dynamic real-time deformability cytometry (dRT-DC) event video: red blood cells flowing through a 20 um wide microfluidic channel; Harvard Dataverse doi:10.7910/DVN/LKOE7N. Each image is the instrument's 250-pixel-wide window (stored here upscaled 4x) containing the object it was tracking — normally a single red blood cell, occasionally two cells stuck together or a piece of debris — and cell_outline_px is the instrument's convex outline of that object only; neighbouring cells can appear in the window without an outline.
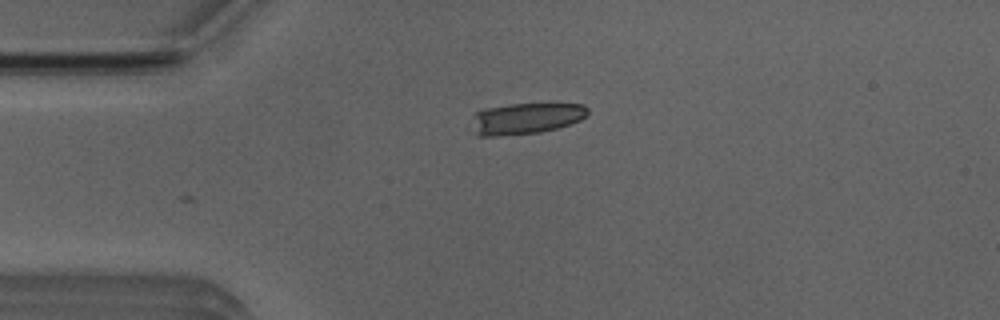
{"species": "Egyptian fruit bat (a non-hibernating species)", "species_latin": "Rousettus aegyptiacus", "temperature_condition": "room temperature", "stored_images_in_passage": 3, "camera_frame_rate_fps": 3000, "um_per_image_px": 0.085, "animal": {"sex": "male"}, "frame": {"image": 1, "passage_image": 3, "time_ms": 0.667, "image_size_px": [1000, 320], "cell_outline_px": [[588, 112], [580, 120], [556, 128], [540, 132], [496, 136], [476, 136], [476, 112], [484, 108], [512, 104], [584, 104], [588, 108]], "centroid_in_image_um": [44.74, 10.06], "position_along_channel_um": 40.3, "area_um2": 20.52}}